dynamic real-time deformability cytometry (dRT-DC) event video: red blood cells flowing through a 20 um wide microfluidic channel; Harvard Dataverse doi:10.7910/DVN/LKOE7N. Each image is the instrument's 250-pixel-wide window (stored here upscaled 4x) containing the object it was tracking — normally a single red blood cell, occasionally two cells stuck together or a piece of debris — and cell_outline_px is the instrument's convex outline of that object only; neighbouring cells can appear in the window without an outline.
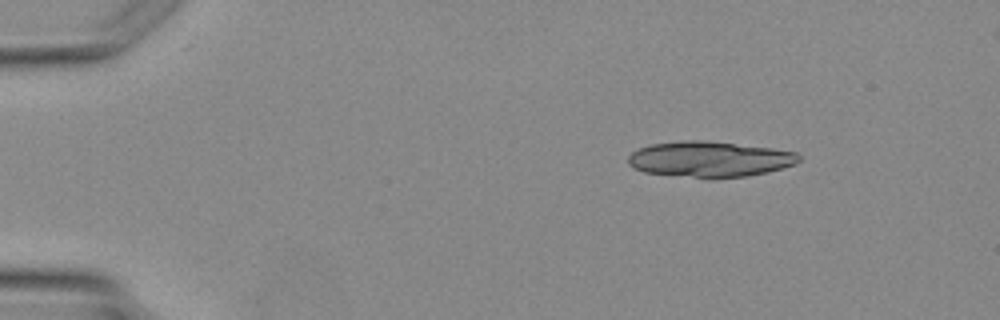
{"species": "Egyptian fruit bat (a non-hibernating species)", "species_latin": "Rousettus aegyptiacus", "temperature_condition": "warm", "stored_images_in_passage": 3, "camera_frame_rate_fps": 3000, "um_per_image_px": 0.085, "animal": {"sex": "female"}, "frame": {"image": 1, "passage_image": 1, "time_ms": 0.0, "image_size_px": [1000, 320], "cell_outline_px": [[800, 160], [796, 164], [768, 172], [748, 176], [712, 180], [644, 172], [628, 164], [628, 156], [632, 152], [640, 148], [652, 144], [684, 140], [704, 140], [772, 148], [796, 152], [800, 156]], "centroid_in_image_um": [60.34, 13.55], "position_along_channel_um": 24.7, "area_um2": 35.95}}